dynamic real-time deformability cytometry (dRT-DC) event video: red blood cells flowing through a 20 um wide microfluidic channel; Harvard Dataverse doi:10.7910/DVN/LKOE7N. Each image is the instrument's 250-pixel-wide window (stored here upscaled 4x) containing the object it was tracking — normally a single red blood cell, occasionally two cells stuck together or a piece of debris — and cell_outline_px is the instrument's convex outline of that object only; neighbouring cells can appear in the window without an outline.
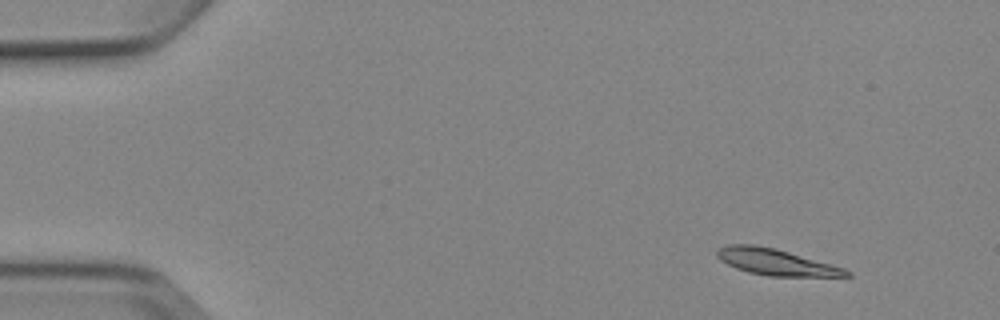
{"species": "Egyptian fruit bat (a non-hibernating species)", "species_latin": "Rousettus aegyptiacus", "temperature_condition": "cold", "stored_images_in_passage": 5, "camera_frame_rate_fps": 3000, "um_per_image_px": 0.085, "animal": {"sex": "female"}, "frame": {"image": 1, "passage_image": 2, "time_ms": 1.333, "image_size_px": [1000, 320], "cell_outline_px": [[852, 276], [768, 276], [748, 272], [736, 268], [720, 260], [716, 256], [716, 252], [720, 248], [728, 244], [756, 244], [776, 248], [832, 264], [844, 268], [852, 272]], "centroid_in_image_um": [65.96, 22.26], "position_along_channel_um": 19.0, "area_um2": 19.88}}
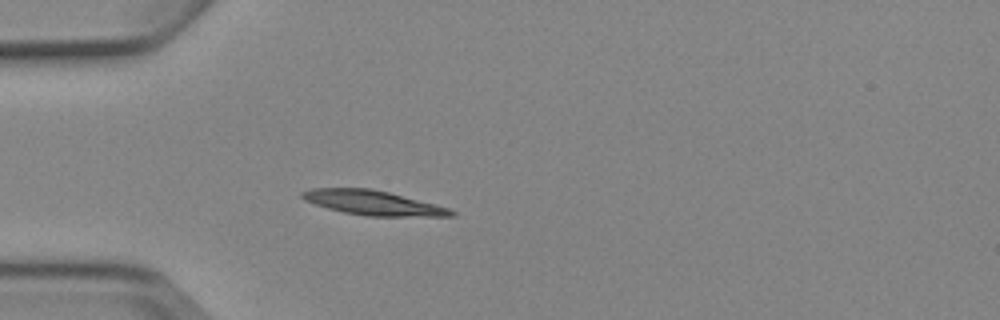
{"frame": {"image": 2, "passage_image": 5, "time_ms": 4.667, "image_size_px": [1000, 320], "cell_outline_px": [[456, 216], [368, 216], [344, 212], [328, 208], [304, 200], [300, 196], [300, 192], [312, 188], [372, 188], [436, 204], [448, 208], [456, 212]], "centroid_in_image_um": [31.7, 17.23], "position_along_channel_um": 53.3, "area_um2": 21.21}}